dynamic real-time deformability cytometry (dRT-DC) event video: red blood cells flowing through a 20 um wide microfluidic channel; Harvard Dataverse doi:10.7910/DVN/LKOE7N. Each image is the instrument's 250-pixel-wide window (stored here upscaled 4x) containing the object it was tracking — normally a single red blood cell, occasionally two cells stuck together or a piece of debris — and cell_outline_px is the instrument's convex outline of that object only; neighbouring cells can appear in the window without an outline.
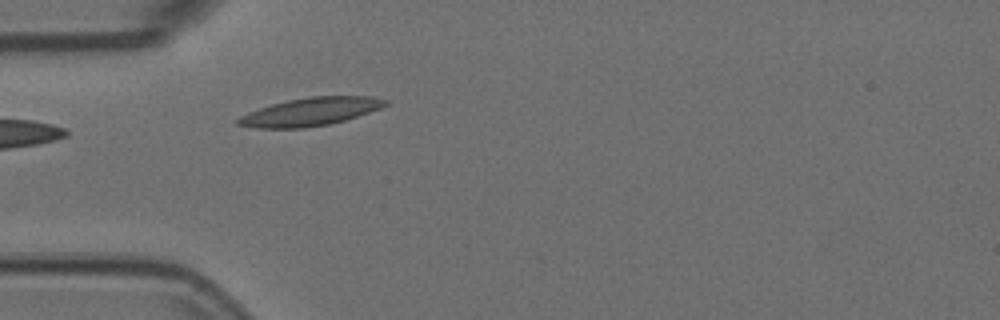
{"species": "Egyptian fruit bat (a non-hibernating species)", "species_latin": "Rousettus aegyptiacus", "temperature_condition": "room temperature", "stored_images_in_passage": 3, "camera_frame_rate_fps": 3000, "um_per_image_px": 0.085, "animal": {"sex": "female"}, "frame": {"image": 1, "passage_image": 3, "time_ms": 0.667, "image_size_px": [1000, 320], "cell_outline_px": [[388, 104], [380, 108], [344, 120], [328, 124], [304, 128], [256, 128], [236, 124], [236, 120], [240, 116], [248, 112], [272, 104], [288, 100], [308, 96], [372, 96], [388, 100]], "centroid_in_image_um": [26.37, 9.49], "position_along_channel_um": 58.6, "area_um2": 23.93}}